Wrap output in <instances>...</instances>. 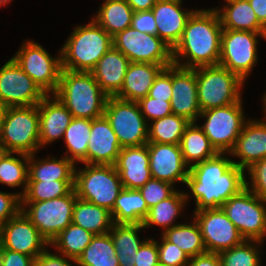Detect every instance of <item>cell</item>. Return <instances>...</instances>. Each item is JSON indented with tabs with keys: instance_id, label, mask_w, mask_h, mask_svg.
Listing matches in <instances>:
<instances>
[{
	"instance_id": "obj_53",
	"label": "cell",
	"mask_w": 266,
	"mask_h": 266,
	"mask_svg": "<svg viewBox=\"0 0 266 266\" xmlns=\"http://www.w3.org/2000/svg\"><path fill=\"white\" fill-rule=\"evenodd\" d=\"M186 266H221L218 253L205 252L203 254L190 257Z\"/></svg>"
},
{
	"instance_id": "obj_48",
	"label": "cell",
	"mask_w": 266,
	"mask_h": 266,
	"mask_svg": "<svg viewBox=\"0 0 266 266\" xmlns=\"http://www.w3.org/2000/svg\"><path fill=\"white\" fill-rule=\"evenodd\" d=\"M21 211V197L19 193L0 191V226Z\"/></svg>"
},
{
	"instance_id": "obj_33",
	"label": "cell",
	"mask_w": 266,
	"mask_h": 266,
	"mask_svg": "<svg viewBox=\"0 0 266 266\" xmlns=\"http://www.w3.org/2000/svg\"><path fill=\"white\" fill-rule=\"evenodd\" d=\"M180 148L185 163L190 167L191 162L197 164L214 157L218 152L211 145L202 128L190 122L180 141Z\"/></svg>"
},
{
	"instance_id": "obj_44",
	"label": "cell",
	"mask_w": 266,
	"mask_h": 266,
	"mask_svg": "<svg viewBox=\"0 0 266 266\" xmlns=\"http://www.w3.org/2000/svg\"><path fill=\"white\" fill-rule=\"evenodd\" d=\"M162 242L158 243V259L160 266H186L190 260L187 253L182 251L176 244L167 241L162 236ZM160 244V245H159Z\"/></svg>"
},
{
	"instance_id": "obj_36",
	"label": "cell",
	"mask_w": 266,
	"mask_h": 266,
	"mask_svg": "<svg viewBox=\"0 0 266 266\" xmlns=\"http://www.w3.org/2000/svg\"><path fill=\"white\" fill-rule=\"evenodd\" d=\"M91 119L72 118L69 126L64 132L67 159L87 164V147L90 138ZM70 156H69V154Z\"/></svg>"
},
{
	"instance_id": "obj_50",
	"label": "cell",
	"mask_w": 266,
	"mask_h": 266,
	"mask_svg": "<svg viewBox=\"0 0 266 266\" xmlns=\"http://www.w3.org/2000/svg\"><path fill=\"white\" fill-rule=\"evenodd\" d=\"M131 26L141 33L157 35V27L152 10L134 12Z\"/></svg>"
},
{
	"instance_id": "obj_45",
	"label": "cell",
	"mask_w": 266,
	"mask_h": 266,
	"mask_svg": "<svg viewBox=\"0 0 266 266\" xmlns=\"http://www.w3.org/2000/svg\"><path fill=\"white\" fill-rule=\"evenodd\" d=\"M137 103L145 120L149 118V121H154L172 114L171 101L155 99L147 95Z\"/></svg>"
},
{
	"instance_id": "obj_5",
	"label": "cell",
	"mask_w": 266,
	"mask_h": 266,
	"mask_svg": "<svg viewBox=\"0 0 266 266\" xmlns=\"http://www.w3.org/2000/svg\"><path fill=\"white\" fill-rule=\"evenodd\" d=\"M200 110L224 107L241 100L244 81L221 65L195 68Z\"/></svg>"
},
{
	"instance_id": "obj_47",
	"label": "cell",
	"mask_w": 266,
	"mask_h": 266,
	"mask_svg": "<svg viewBox=\"0 0 266 266\" xmlns=\"http://www.w3.org/2000/svg\"><path fill=\"white\" fill-rule=\"evenodd\" d=\"M148 96L164 101H171L172 97V65L165 67L155 78Z\"/></svg>"
},
{
	"instance_id": "obj_32",
	"label": "cell",
	"mask_w": 266,
	"mask_h": 266,
	"mask_svg": "<svg viewBox=\"0 0 266 266\" xmlns=\"http://www.w3.org/2000/svg\"><path fill=\"white\" fill-rule=\"evenodd\" d=\"M99 8L92 19L111 37L131 26L134 10L125 0H105Z\"/></svg>"
},
{
	"instance_id": "obj_55",
	"label": "cell",
	"mask_w": 266,
	"mask_h": 266,
	"mask_svg": "<svg viewBox=\"0 0 266 266\" xmlns=\"http://www.w3.org/2000/svg\"><path fill=\"white\" fill-rule=\"evenodd\" d=\"M134 12L151 10L156 4L157 0H125Z\"/></svg>"
},
{
	"instance_id": "obj_43",
	"label": "cell",
	"mask_w": 266,
	"mask_h": 266,
	"mask_svg": "<svg viewBox=\"0 0 266 266\" xmlns=\"http://www.w3.org/2000/svg\"><path fill=\"white\" fill-rule=\"evenodd\" d=\"M143 196L148 208L167 199L176 190L171 183L151 178L141 188L138 189Z\"/></svg>"
},
{
	"instance_id": "obj_22",
	"label": "cell",
	"mask_w": 266,
	"mask_h": 266,
	"mask_svg": "<svg viewBox=\"0 0 266 266\" xmlns=\"http://www.w3.org/2000/svg\"><path fill=\"white\" fill-rule=\"evenodd\" d=\"M114 166L120 175L123 188H141L152 178L148 145L122 148Z\"/></svg>"
},
{
	"instance_id": "obj_10",
	"label": "cell",
	"mask_w": 266,
	"mask_h": 266,
	"mask_svg": "<svg viewBox=\"0 0 266 266\" xmlns=\"http://www.w3.org/2000/svg\"><path fill=\"white\" fill-rule=\"evenodd\" d=\"M74 188L65 196L41 202H21V211L36 226L50 244L51 241L72 223L76 201ZM28 206V209H26Z\"/></svg>"
},
{
	"instance_id": "obj_56",
	"label": "cell",
	"mask_w": 266,
	"mask_h": 266,
	"mask_svg": "<svg viewBox=\"0 0 266 266\" xmlns=\"http://www.w3.org/2000/svg\"><path fill=\"white\" fill-rule=\"evenodd\" d=\"M7 106L0 102V135L3 127L4 117L7 111Z\"/></svg>"
},
{
	"instance_id": "obj_28",
	"label": "cell",
	"mask_w": 266,
	"mask_h": 266,
	"mask_svg": "<svg viewBox=\"0 0 266 266\" xmlns=\"http://www.w3.org/2000/svg\"><path fill=\"white\" fill-rule=\"evenodd\" d=\"M35 155H29L28 181H74L76 163L62 157L35 160Z\"/></svg>"
},
{
	"instance_id": "obj_21",
	"label": "cell",
	"mask_w": 266,
	"mask_h": 266,
	"mask_svg": "<svg viewBox=\"0 0 266 266\" xmlns=\"http://www.w3.org/2000/svg\"><path fill=\"white\" fill-rule=\"evenodd\" d=\"M182 0L157 1L152 13L157 27V36L172 49L181 39L188 18L195 10L184 11Z\"/></svg>"
},
{
	"instance_id": "obj_27",
	"label": "cell",
	"mask_w": 266,
	"mask_h": 266,
	"mask_svg": "<svg viewBox=\"0 0 266 266\" xmlns=\"http://www.w3.org/2000/svg\"><path fill=\"white\" fill-rule=\"evenodd\" d=\"M143 224H116L109 231L119 266H135L138 250L146 240H139L138 234Z\"/></svg>"
},
{
	"instance_id": "obj_2",
	"label": "cell",
	"mask_w": 266,
	"mask_h": 266,
	"mask_svg": "<svg viewBox=\"0 0 266 266\" xmlns=\"http://www.w3.org/2000/svg\"><path fill=\"white\" fill-rule=\"evenodd\" d=\"M222 31L217 11L195 10L186 22L181 39L172 49L173 64L191 69L218 65ZM181 58H187L186 62H180Z\"/></svg>"
},
{
	"instance_id": "obj_31",
	"label": "cell",
	"mask_w": 266,
	"mask_h": 266,
	"mask_svg": "<svg viewBox=\"0 0 266 266\" xmlns=\"http://www.w3.org/2000/svg\"><path fill=\"white\" fill-rule=\"evenodd\" d=\"M220 9L211 10L217 11L223 29L266 33L248 0L230 3Z\"/></svg>"
},
{
	"instance_id": "obj_26",
	"label": "cell",
	"mask_w": 266,
	"mask_h": 266,
	"mask_svg": "<svg viewBox=\"0 0 266 266\" xmlns=\"http://www.w3.org/2000/svg\"><path fill=\"white\" fill-rule=\"evenodd\" d=\"M164 69L162 65L142 62H130L121 90L115 97L138 102L145 98L154 83L155 78Z\"/></svg>"
},
{
	"instance_id": "obj_13",
	"label": "cell",
	"mask_w": 266,
	"mask_h": 266,
	"mask_svg": "<svg viewBox=\"0 0 266 266\" xmlns=\"http://www.w3.org/2000/svg\"><path fill=\"white\" fill-rule=\"evenodd\" d=\"M113 47L122 52L130 62L173 65L172 48L157 35L141 33L132 26L112 37Z\"/></svg>"
},
{
	"instance_id": "obj_4",
	"label": "cell",
	"mask_w": 266,
	"mask_h": 266,
	"mask_svg": "<svg viewBox=\"0 0 266 266\" xmlns=\"http://www.w3.org/2000/svg\"><path fill=\"white\" fill-rule=\"evenodd\" d=\"M112 46V37L92 19L76 27L62 46V69L90 72Z\"/></svg>"
},
{
	"instance_id": "obj_46",
	"label": "cell",
	"mask_w": 266,
	"mask_h": 266,
	"mask_svg": "<svg viewBox=\"0 0 266 266\" xmlns=\"http://www.w3.org/2000/svg\"><path fill=\"white\" fill-rule=\"evenodd\" d=\"M247 171L251 181L249 183L246 180V187L266 201V157L254 162L247 168Z\"/></svg>"
},
{
	"instance_id": "obj_17",
	"label": "cell",
	"mask_w": 266,
	"mask_h": 266,
	"mask_svg": "<svg viewBox=\"0 0 266 266\" xmlns=\"http://www.w3.org/2000/svg\"><path fill=\"white\" fill-rule=\"evenodd\" d=\"M0 245L12 251L36 258L48 246L36 226L20 211L0 226Z\"/></svg>"
},
{
	"instance_id": "obj_24",
	"label": "cell",
	"mask_w": 266,
	"mask_h": 266,
	"mask_svg": "<svg viewBox=\"0 0 266 266\" xmlns=\"http://www.w3.org/2000/svg\"><path fill=\"white\" fill-rule=\"evenodd\" d=\"M50 96L46 95L38 104L40 148L63 137L73 118L55 95Z\"/></svg>"
},
{
	"instance_id": "obj_14",
	"label": "cell",
	"mask_w": 266,
	"mask_h": 266,
	"mask_svg": "<svg viewBox=\"0 0 266 266\" xmlns=\"http://www.w3.org/2000/svg\"><path fill=\"white\" fill-rule=\"evenodd\" d=\"M12 58L46 95L56 92L62 72L61 53L54 58L39 43L29 40Z\"/></svg>"
},
{
	"instance_id": "obj_58",
	"label": "cell",
	"mask_w": 266,
	"mask_h": 266,
	"mask_svg": "<svg viewBox=\"0 0 266 266\" xmlns=\"http://www.w3.org/2000/svg\"><path fill=\"white\" fill-rule=\"evenodd\" d=\"M11 0H0V6L2 5H6L8 2H10Z\"/></svg>"
},
{
	"instance_id": "obj_6",
	"label": "cell",
	"mask_w": 266,
	"mask_h": 266,
	"mask_svg": "<svg viewBox=\"0 0 266 266\" xmlns=\"http://www.w3.org/2000/svg\"><path fill=\"white\" fill-rule=\"evenodd\" d=\"M122 181L114 165L85 164L75 169L74 190L77 198L99 207L113 210L115 200L122 191Z\"/></svg>"
},
{
	"instance_id": "obj_52",
	"label": "cell",
	"mask_w": 266,
	"mask_h": 266,
	"mask_svg": "<svg viewBox=\"0 0 266 266\" xmlns=\"http://www.w3.org/2000/svg\"><path fill=\"white\" fill-rule=\"evenodd\" d=\"M71 261L76 263L77 259L66 257L63 254L58 256L56 253L52 254L45 249L35 258V266H73Z\"/></svg>"
},
{
	"instance_id": "obj_59",
	"label": "cell",
	"mask_w": 266,
	"mask_h": 266,
	"mask_svg": "<svg viewBox=\"0 0 266 266\" xmlns=\"http://www.w3.org/2000/svg\"><path fill=\"white\" fill-rule=\"evenodd\" d=\"M263 99V103L265 104L264 105V111L266 112V94L264 95V97L262 98ZM265 116H266V114H265Z\"/></svg>"
},
{
	"instance_id": "obj_12",
	"label": "cell",
	"mask_w": 266,
	"mask_h": 266,
	"mask_svg": "<svg viewBox=\"0 0 266 266\" xmlns=\"http://www.w3.org/2000/svg\"><path fill=\"white\" fill-rule=\"evenodd\" d=\"M266 33L223 29L219 65L237 74L244 82L257 63L258 38Z\"/></svg>"
},
{
	"instance_id": "obj_11",
	"label": "cell",
	"mask_w": 266,
	"mask_h": 266,
	"mask_svg": "<svg viewBox=\"0 0 266 266\" xmlns=\"http://www.w3.org/2000/svg\"><path fill=\"white\" fill-rule=\"evenodd\" d=\"M242 106L241 99L228 106L201 111L199 117L206 120L200 127L218 153L229 154L241 134L246 122Z\"/></svg>"
},
{
	"instance_id": "obj_60",
	"label": "cell",
	"mask_w": 266,
	"mask_h": 266,
	"mask_svg": "<svg viewBox=\"0 0 266 266\" xmlns=\"http://www.w3.org/2000/svg\"><path fill=\"white\" fill-rule=\"evenodd\" d=\"M227 2V4H230V3H234V2H238V1H241V0H225Z\"/></svg>"
},
{
	"instance_id": "obj_41",
	"label": "cell",
	"mask_w": 266,
	"mask_h": 266,
	"mask_svg": "<svg viewBox=\"0 0 266 266\" xmlns=\"http://www.w3.org/2000/svg\"><path fill=\"white\" fill-rule=\"evenodd\" d=\"M74 188V181H28L21 202H41L67 195Z\"/></svg>"
},
{
	"instance_id": "obj_1",
	"label": "cell",
	"mask_w": 266,
	"mask_h": 266,
	"mask_svg": "<svg viewBox=\"0 0 266 266\" xmlns=\"http://www.w3.org/2000/svg\"><path fill=\"white\" fill-rule=\"evenodd\" d=\"M226 153L192 164L185 184L196 201L195 211L220 208L246 187L245 170L238 167Z\"/></svg>"
},
{
	"instance_id": "obj_35",
	"label": "cell",
	"mask_w": 266,
	"mask_h": 266,
	"mask_svg": "<svg viewBox=\"0 0 266 266\" xmlns=\"http://www.w3.org/2000/svg\"><path fill=\"white\" fill-rule=\"evenodd\" d=\"M78 266H119L110 233L94 235L89 245L77 258Z\"/></svg>"
},
{
	"instance_id": "obj_23",
	"label": "cell",
	"mask_w": 266,
	"mask_h": 266,
	"mask_svg": "<svg viewBox=\"0 0 266 266\" xmlns=\"http://www.w3.org/2000/svg\"><path fill=\"white\" fill-rule=\"evenodd\" d=\"M239 157L241 161L233 163L246 170L254 162L266 157V120H248L229 155Z\"/></svg>"
},
{
	"instance_id": "obj_40",
	"label": "cell",
	"mask_w": 266,
	"mask_h": 266,
	"mask_svg": "<svg viewBox=\"0 0 266 266\" xmlns=\"http://www.w3.org/2000/svg\"><path fill=\"white\" fill-rule=\"evenodd\" d=\"M12 152H7L0 161V183L9 187H18L23 185L22 197L28 185V161L29 155L23 153H15L20 158L13 156ZM24 161V162H23Z\"/></svg>"
},
{
	"instance_id": "obj_8",
	"label": "cell",
	"mask_w": 266,
	"mask_h": 266,
	"mask_svg": "<svg viewBox=\"0 0 266 266\" xmlns=\"http://www.w3.org/2000/svg\"><path fill=\"white\" fill-rule=\"evenodd\" d=\"M245 240L264 242L266 201L247 187L229 198L221 207Z\"/></svg>"
},
{
	"instance_id": "obj_37",
	"label": "cell",
	"mask_w": 266,
	"mask_h": 266,
	"mask_svg": "<svg viewBox=\"0 0 266 266\" xmlns=\"http://www.w3.org/2000/svg\"><path fill=\"white\" fill-rule=\"evenodd\" d=\"M191 224H177L161 234L167 241L176 244L189 257H194L207 252L202 233L198 223L193 220Z\"/></svg>"
},
{
	"instance_id": "obj_9",
	"label": "cell",
	"mask_w": 266,
	"mask_h": 266,
	"mask_svg": "<svg viewBox=\"0 0 266 266\" xmlns=\"http://www.w3.org/2000/svg\"><path fill=\"white\" fill-rule=\"evenodd\" d=\"M104 116L109 121L122 148L148 143L149 123L142 115L137 102L108 96Z\"/></svg>"
},
{
	"instance_id": "obj_57",
	"label": "cell",
	"mask_w": 266,
	"mask_h": 266,
	"mask_svg": "<svg viewBox=\"0 0 266 266\" xmlns=\"http://www.w3.org/2000/svg\"><path fill=\"white\" fill-rule=\"evenodd\" d=\"M7 153V150L3 147V145L0 143V161L3 158V156Z\"/></svg>"
},
{
	"instance_id": "obj_38",
	"label": "cell",
	"mask_w": 266,
	"mask_h": 266,
	"mask_svg": "<svg viewBox=\"0 0 266 266\" xmlns=\"http://www.w3.org/2000/svg\"><path fill=\"white\" fill-rule=\"evenodd\" d=\"M94 234L71 223L60 232L49 245L57 248L59 254L77 259L89 245Z\"/></svg>"
},
{
	"instance_id": "obj_49",
	"label": "cell",
	"mask_w": 266,
	"mask_h": 266,
	"mask_svg": "<svg viewBox=\"0 0 266 266\" xmlns=\"http://www.w3.org/2000/svg\"><path fill=\"white\" fill-rule=\"evenodd\" d=\"M135 266H160L157 241L148 238L142 244L136 255Z\"/></svg>"
},
{
	"instance_id": "obj_34",
	"label": "cell",
	"mask_w": 266,
	"mask_h": 266,
	"mask_svg": "<svg viewBox=\"0 0 266 266\" xmlns=\"http://www.w3.org/2000/svg\"><path fill=\"white\" fill-rule=\"evenodd\" d=\"M189 195L181 191H175L167 199L162 200L158 204L154 205L149 209L148 215L143 221V227L148 228L149 226L157 225L160 226L164 231L176 226L173 222L180 212L184 209V204L188 201Z\"/></svg>"
},
{
	"instance_id": "obj_42",
	"label": "cell",
	"mask_w": 266,
	"mask_h": 266,
	"mask_svg": "<svg viewBox=\"0 0 266 266\" xmlns=\"http://www.w3.org/2000/svg\"><path fill=\"white\" fill-rule=\"evenodd\" d=\"M260 243L262 244V242L256 240H244L231 249L223 250L218 253L221 266H261L260 250L257 246Z\"/></svg>"
},
{
	"instance_id": "obj_18",
	"label": "cell",
	"mask_w": 266,
	"mask_h": 266,
	"mask_svg": "<svg viewBox=\"0 0 266 266\" xmlns=\"http://www.w3.org/2000/svg\"><path fill=\"white\" fill-rule=\"evenodd\" d=\"M151 177L171 183H185L190 167L185 163L179 144L148 142Z\"/></svg>"
},
{
	"instance_id": "obj_3",
	"label": "cell",
	"mask_w": 266,
	"mask_h": 266,
	"mask_svg": "<svg viewBox=\"0 0 266 266\" xmlns=\"http://www.w3.org/2000/svg\"><path fill=\"white\" fill-rule=\"evenodd\" d=\"M55 95L74 118L96 119L104 115L108 95L91 72L62 69Z\"/></svg>"
},
{
	"instance_id": "obj_19",
	"label": "cell",
	"mask_w": 266,
	"mask_h": 266,
	"mask_svg": "<svg viewBox=\"0 0 266 266\" xmlns=\"http://www.w3.org/2000/svg\"><path fill=\"white\" fill-rule=\"evenodd\" d=\"M172 114L195 122L201 110L198 102L195 68L172 65Z\"/></svg>"
},
{
	"instance_id": "obj_20",
	"label": "cell",
	"mask_w": 266,
	"mask_h": 266,
	"mask_svg": "<svg viewBox=\"0 0 266 266\" xmlns=\"http://www.w3.org/2000/svg\"><path fill=\"white\" fill-rule=\"evenodd\" d=\"M121 149L107 118L103 115L92 119L87 147V164L114 165Z\"/></svg>"
},
{
	"instance_id": "obj_39",
	"label": "cell",
	"mask_w": 266,
	"mask_h": 266,
	"mask_svg": "<svg viewBox=\"0 0 266 266\" xmlns=\"http://www.w3.org/2000/svg\"><path fill=\"white\" fill-rule=\"evenodd\" d=\"M148 126V142L180 144L183 133L190 122L176 114L152 121Z\"/></svg>"
},
{
	"instance_id": "obj_7",
	"label": "cell",
	"mask_w": 266,
	"mask_h": 266,
	"mask_svg": "<svg viewBox=\"0 0 266 266\" xmlns=\"http://www.w3.org/2000/svg\"><path fill=\"white\" fill-rule=\"evenodd\" d=\"M0 143L12 153L35 154L40 149L38 105L8 107Z\"/></svg>"
},
{
	"instance_id": "obj_61",
	"label": "cell",
	"mask_w": 266,
	"mask_h": 266,
	"mask_svg": "<svg viewBox=\"0 0 266 266\" xmlns=\"http://www.w3.org/2000/svg\"><path fill=\"white\" fill-rule=\"evenodd\" d=\"M2 265L1 245H0V266Z\"/></svg>"
},
{
	"instance_id": "obj_29",
	"label": "cell",
	"mask_w": 266,
	"mask_h": 266,
	"mask_svg": "<svg viewBox=\"0 0 266 266\" xmlns=\"http://www.w3.org/2000/svg\"><path fill=\"white\" fill-rule=\"evenodd\" d=\"M72 223L94 235L109 233L114 224L110 211L80 198L74 204Z\"/></svg>"
},
{
	"instance_id": "obj_51",
	"label": "cell",
	"mask_w": 266,
	"mask_h": 266,
	"mask_svg": "<svg viewBox=\"0 0 266 266\" xmlns=\"http://www.w3.org/2000/svg\"><path fill=\"white\" fill-rule=\"evenodd\" d=\"M1 266H35V258L1 246Z\"/></svg>"
},
{
	"instance_id": "obj_15",
	"label": "cell",
	"mask_w": 266,
	"mask_h": 266,
	"mask_svg": "<svg viewBox=\"0 0 266 266\" xmlns=\"http://www.w3.org/2000/svg\"><path fill=\"white\" fill-rule=\"evenodd\" d=\"M45 96L13 58L0 68V102L5 106L38 105Z\"/></svg>"
},
{
	"instance_id": "obj_25",
	"label": "cell",
	"mask_w": 266,
	"mask_h": 266,
	"mask_svg": "<svg viewBox=\"0 0 266 266\" xmlns=\"http://www.w3.org/2000/svg\"><path fill=\"white\" fill-rule=\"evenodd\" d=\"M129 64L130 60L112 46L90 72L108 96H115L123 86Z\"/></svg>"
},
{
	"instance_id": "obj_54",
	"label": "cell",
	"mask_w": 266,
	"mask_h": 266,
	"mask_svg": "<svg viewBox=\"0 0 266 266\" xmlns=\"http://www.w3.org/2000/svg\"><path fill=\"white\" fill-rule=\"evenodd\" d=\"M259 23L266 29V0H248Z\"/></svg>"
},
{
	"instance_id": "obj_30",
	"label": "cell",
	"mask_w": 266,
	"mask_h": 266,
	"mask_svg": "<svg viewBox=\"0 0 266 266\" xmlns=\"http://www.w3.org/2000/svg\"><path fill=\"white\" fill-rule=\"evenodd\" d=\"M149 208L138 189L123 188L115 200L111 215L116 224H142Z\"/></svg>"
},
{
	"instance_id": "obj_16",
	"label": "cell",
	"mask_w": 266,
	"mask_h": 266,
	"mask_svg": "<svg viewBox=\"0 0 266 266\" xmlns=\"http://www.w3.org/2000/svg\"><path fill=\"white\" fill-rule=\"evenodd\" d=\"M194 219L207 252L220 253L245 240L221 207L194 211Z\"/></svg>"
}]
</instances>
